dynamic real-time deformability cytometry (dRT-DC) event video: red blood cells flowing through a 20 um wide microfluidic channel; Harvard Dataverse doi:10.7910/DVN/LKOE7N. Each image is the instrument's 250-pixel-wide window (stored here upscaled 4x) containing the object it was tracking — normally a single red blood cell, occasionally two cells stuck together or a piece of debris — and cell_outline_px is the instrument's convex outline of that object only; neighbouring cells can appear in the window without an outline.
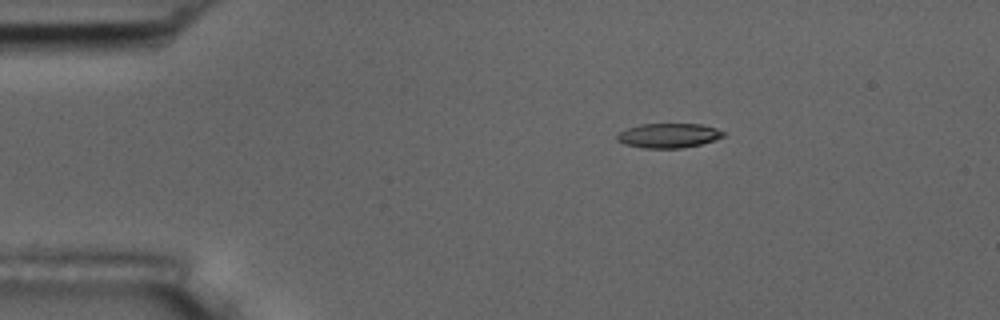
{"species": "common noctule bat (a hibernating species)", "species_latin": "Nyctalus noctula", "temperature_condition": "room temperature", "stored_images_in_passage": 5, "camera_frame_rate_fps": 3000, "um_per_image_px": 0.085, "animal": {"sex": "male", "body_mass_g": 17.5, "forearm_length_mm": 52.3}, "frame": {"image": 1, "passage_image": 2, "time_ms": 2.0, "image_size_px": [1000, 320], "cell_outline_px": [[724, 136], [700, 144], [680, 148], [644, 148], [624, 144], [616, 140], [616, 136], [620, 132], [628, 128], [640, 124], [700, 124], [716, 128], [724, 132]], "centroid_in_image_um": [56.79, 11.52], "position_along_channel_um": 28.2, "area_um2": 15.03}}
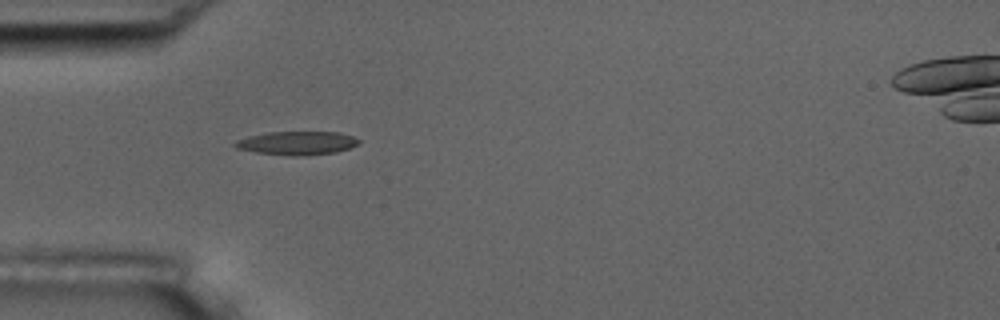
{"frame": {"image": 2, "passage_image": 4, "time_ms": 4.333, "image_size_px": [1000, 320], "cell_outline_px": [[360, 144], [336, 152], [296, 156], [292, 156], [256, 152], [236, 148], [232, 144], [236, 140], [248, 136], [268, 132], [340, 132], [352, 136], [360, 140]], "centroid_in_image_um": [25.23, 12.15], "position_along_channel_um": 59.8, "area_um2": 16.94}}